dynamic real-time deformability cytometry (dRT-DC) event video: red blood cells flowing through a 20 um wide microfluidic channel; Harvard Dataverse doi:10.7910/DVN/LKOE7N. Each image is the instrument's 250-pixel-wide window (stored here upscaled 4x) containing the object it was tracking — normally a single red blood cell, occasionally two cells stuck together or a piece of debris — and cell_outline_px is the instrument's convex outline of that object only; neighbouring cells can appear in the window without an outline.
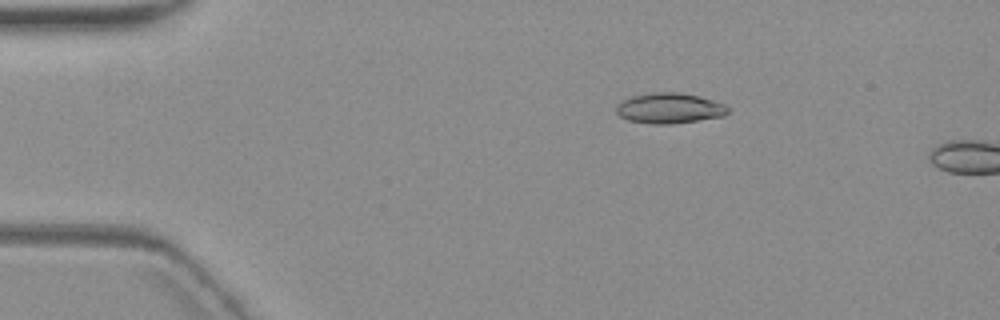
{"species": "common noctule bat (a hibernating species)", "species_latin": "Nyctalus noctula", "temperature_condition": "warm", "stored_images_in_passage": 4, "camera_frame_rate_fps": 3000, "um_per_image_px": 0.085, "animal": {"sex": "female", "body_mass_g": 19.3, "forearm_length_mm": 54.1}, "frame": {"image": 1, "passage_image": 3, "time_ms": 3.333, "image_size_px": [1000, 320], "cell_outline_px": [[728, 112], [724, 116], [672, 124], [652, 124], [628, 120], [620, 116], [616, 112], [616, 104], [632, 96], [656, 92], [676, 92], [696, 96], [712, 100], [724, 104], [728, 108]], "centroid_in_image_um": [56.88, 9.21], "position_along_channel_um": 28.1, "area_um2": 19.59}}